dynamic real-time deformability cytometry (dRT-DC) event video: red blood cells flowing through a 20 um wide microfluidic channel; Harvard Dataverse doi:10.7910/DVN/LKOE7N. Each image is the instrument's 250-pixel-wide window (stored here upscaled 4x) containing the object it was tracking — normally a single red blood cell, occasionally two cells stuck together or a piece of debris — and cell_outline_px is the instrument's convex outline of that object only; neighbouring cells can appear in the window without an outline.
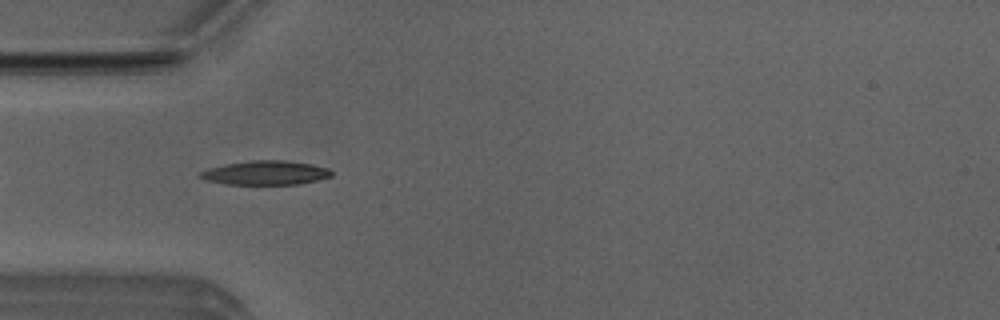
{"species": "Egyptian fruit bat (a non-hibernating species)", "species_latin": "Rousettus aegyptiacus", "temperature_condition": "room temperature", "stored_images_in_passage": 5, "camera_frame_rate_fps": 3000, "um_per_image_px": 0.085, "animal": {"sex": "male"}, "frame": {"image": 1, "passage_image": 4, "time_ms": 1.0, "image_size_px": [1000, 320], "cell_outline_px": [[332, 176], [300, 184], [224, 184], [204, 180], [196, 176], [200, 172], [208, 168], [228, 164], [252, 160], [284, 160], [312, 164], [328, 168], [332, 172]], "centroid_in_image_um": [22.54, 14.69], "position_along_channel_um": 62.5, "area_um2": 18.44}}